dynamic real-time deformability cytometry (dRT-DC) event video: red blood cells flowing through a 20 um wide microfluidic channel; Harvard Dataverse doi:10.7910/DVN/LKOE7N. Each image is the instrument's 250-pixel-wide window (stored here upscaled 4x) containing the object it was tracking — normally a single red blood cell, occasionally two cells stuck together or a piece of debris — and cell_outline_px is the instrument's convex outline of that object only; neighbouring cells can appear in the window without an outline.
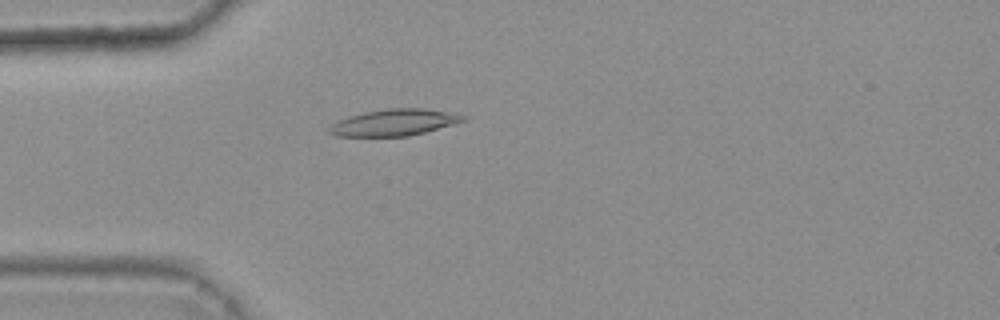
{"species": "common noctule bat (a hibernating species)", "species_latin": "Nyctalus noctula", "temperature_condition": "warm", "stored_images_in_passage": 49, "camera_frame_rate_fps": 3000, "um_per_image_px": 0.085, "animal": {"sex": "female", "body_mass_g": 25.1}, "frame": {"image": 1, "passage_image": 15, "time_ms": 4.667, "image_size_px": [1000, 320], "cell_outline_px": [[468, 120], [424, 132], [408, 136], [336, 136], [328, 132], [328, 128], [332, 124], [348, 116], [364, 112], [388, 108], [424, 108], [448, 112], [468, 116]], "centroid_in_image_um": [33.52, 10.4], "position_along_channel_um": 51.5, "area_um2": 20.63}}
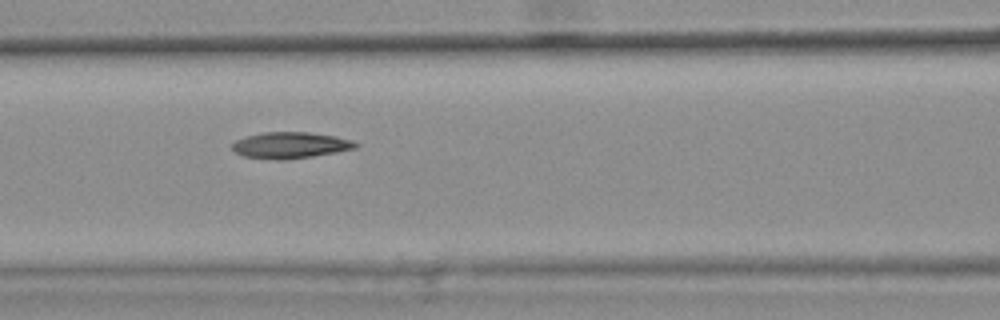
{"frame": {"image": 2, "passage_image": 23, "time_ms": 7.333, "image_size_px": [1000, 320], "cell_outline_px": [[360, 144], [356, 148], [336, 152], [288, 160], [276, 160], [244, 156], [236, 152], [232, 148], [232, 144], [236, 140], [248, 136], [264, 132], [308, 132], [336, 136], [352, 140]], "centroid_in_image_um": [24.71, 12.34], "position_along_channel_um": 141.9, "area_um2": 18.84}}
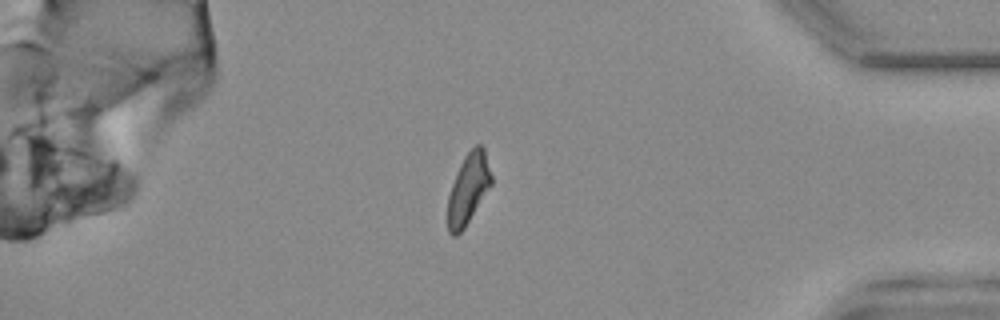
{"frame": {"image": 3, "passage_image": 46, "time_ms": 15.0, "image_size_px": [1000, 320], "cell_outline_px": [[492, 184], [464, 228], [456, 236], [452, 236], [448, 232], [448, 196], [456, 172], [464, 156], [476, 144], [480, 144], [484, 148], [492, 176]], "centroid_in_image_um": [39.8, 16.04], "position_along_channel_um": 395.4, "area_um2": 17.8}, "authors_computed_cell_mechanics": {"area_um2": 18.8428, "velocity_mm_per_s": 3.709, "shape_relaxation_time_tau1_ms": null, "shape_relaxation_time_tau2_ms": 7.3608, "deformation_change_tau1": null, "deformation_change_tau2": 0.1537}}